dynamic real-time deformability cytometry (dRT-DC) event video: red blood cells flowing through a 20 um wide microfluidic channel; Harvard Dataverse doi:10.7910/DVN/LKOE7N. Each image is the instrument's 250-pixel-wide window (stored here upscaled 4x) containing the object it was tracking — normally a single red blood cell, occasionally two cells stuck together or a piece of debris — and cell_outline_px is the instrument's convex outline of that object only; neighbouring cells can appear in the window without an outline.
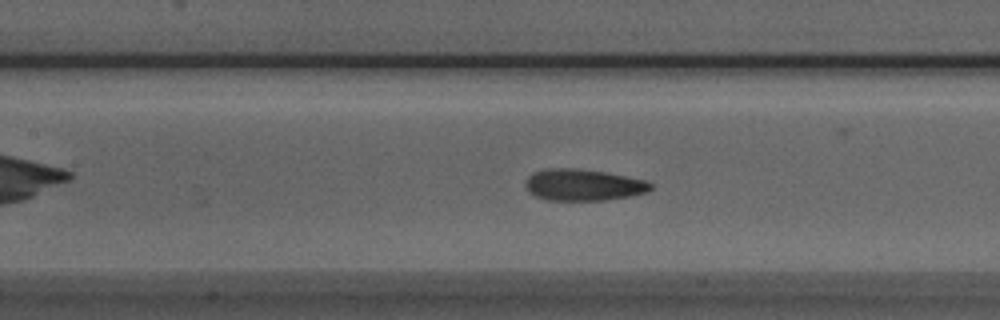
{"species": "Egyptian fruit bat (a non-hibernating species)", "species_latin": "Rousettus aegyptiacus", "temperature_condition": "room temperature", "stored_images_in_passage": 38, "camera_frame_rate_fps": 3000, "um_per_image_px": 0.085, "animal": {"sex": "male"}, "frame": {"image": 1, "passage_image": 8, "time_ms": 2.333, "image_size_px": [1000, 320], "cell_outline_px": [[652, 188], [648, 192], [632, 196], [600, 200], [544, 200], [528, 192], [524, 184], [524, 180], [528, 176], [536, 172], [548, 168], [576, 168], [604, 172], [648, 180], [652, 184]], "centroid_in_image_um": [49.57, 15.72], "position_along_channel_um": 157.8, "area_um2": 23.18}}
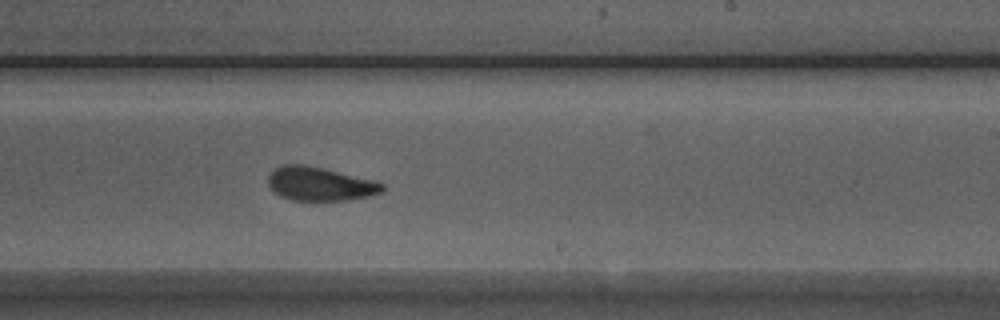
{"frame": {"image": 2, "passage_image": 16, "time_ms": 5.0, "image_size_px": [1000, 320], "cell_outline_px": [[384, 188], [380, 192], [368, 196], [348, 200], [292, 200], [280, 196], [272, 192], [268, 184], [268, 176], [276, 168], [284, 164], [304, 164], [380, 180], [384, 184]], "centroid_in_image_um": [27.22, 15.62], "position_along_channel_um": 261.8, "area_um2": 22.72}}
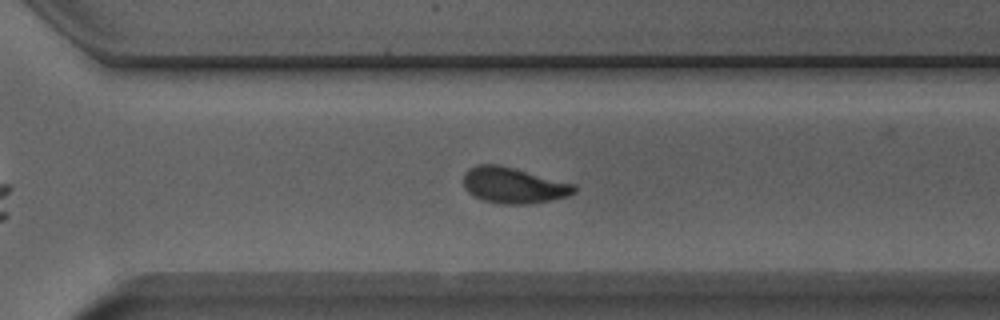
{"frame": {"image": 3, "passage_image": 21, "time_ms": 6.667, "image_size_px": [1000, 320], "cell_outline_px": [[576, 192], [568, 196], [552, 200], [528, 204], [496, 204], [480, 200], [468, 192], [464, 188], [464, 172], [468, 168], [476, 164], [496, 164], [576, 184]], "centroid_in_image_um": [43.62, 15.77], "position_along_channel_um": 327.0, "area_um2": 23.35}, "authors_computed_cell_mechanics": {"area_um2": 22.9177, "velocity_mm_per_s": 3.9138, "shape_relaxation_time_tau1_ms": 5.0914, "shape_relaxation_time_tau2_ms": 1.5889, "deformation_change_tau1": 0.1663, "deformation_change_tau2": 0.0711}}